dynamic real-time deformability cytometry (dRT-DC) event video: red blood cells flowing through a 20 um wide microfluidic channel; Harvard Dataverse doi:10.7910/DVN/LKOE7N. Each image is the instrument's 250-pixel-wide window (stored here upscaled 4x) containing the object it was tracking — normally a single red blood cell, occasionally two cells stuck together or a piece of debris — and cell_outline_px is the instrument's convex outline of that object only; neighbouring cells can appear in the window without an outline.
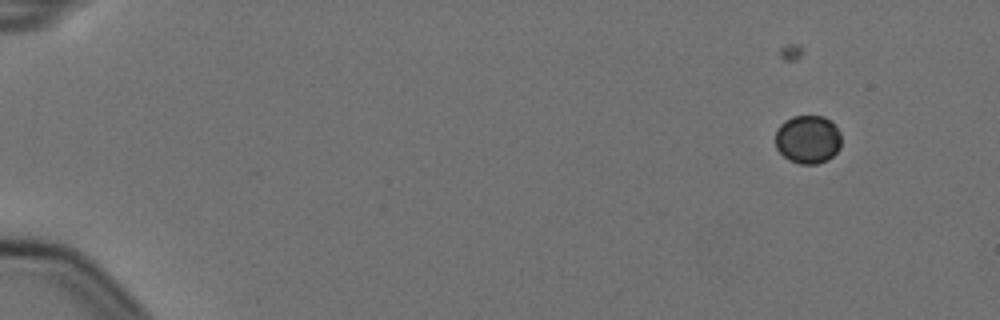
{"species": "Egyptian fruit bat (a non-hibernating species)", "species_latin": "Rousettus aegyptiacus", "temperature_condition": "cold", "stored_images_in_passage": 7, "camera_frame_rate_fps": 3000, "um_per_image_px": 0.085, "animal": {"sex": "female"}, "frame": {"image": 1, "passage_image": 1, "time_ms": 0.0, "image_size_px": [1000, 320], "cell_outline_px": [[840, 148], [828, 160], [816, 164], [800, 164], [788, 160], [776, 148], [776, 128], [784, 120], [792, 116], [824, 116], [840, 132]], "centroid_in_image_um": [68.64, 11.85], "position_along_channel_um": 16.4, "area_um2": 18.61}}